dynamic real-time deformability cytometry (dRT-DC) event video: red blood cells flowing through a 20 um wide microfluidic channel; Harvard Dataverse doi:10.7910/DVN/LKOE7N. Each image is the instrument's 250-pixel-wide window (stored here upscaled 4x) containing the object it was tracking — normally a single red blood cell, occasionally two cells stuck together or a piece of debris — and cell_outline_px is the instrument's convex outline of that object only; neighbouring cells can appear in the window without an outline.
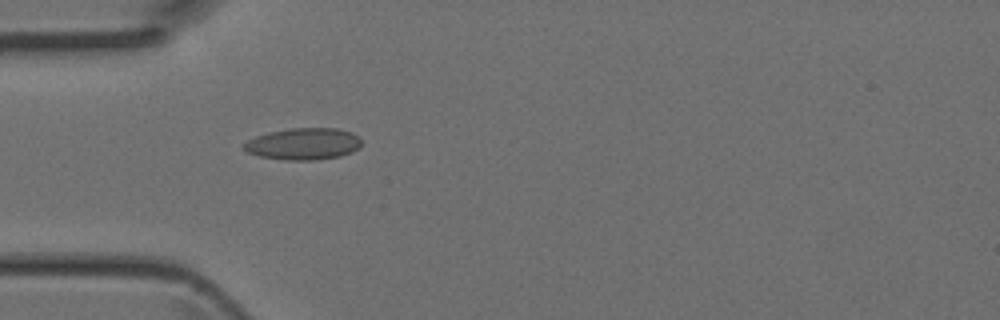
{"species": "Egyptian fruit bat (a non-hibernating species)", "species_latin": "Rousettus aegyptiacus", "temperature_condition": "room temperature", "stored_images_in_passage": 3, "camera_frame_rate_fps": 3000, "um_per_image_px": 0.085, "animal": {"sex": "female"}, "frame": {"image": 1, "passage_image": 3, "time_ms": 0.667, "image_size_px": [1000, 320], "cell_outline_px": [[360, 148], [352, 152], [340, 156], [316, 160], [284, 160], [260, 156], [248, 152], [240, 148], [248, 140], [256, 136], [268, 132], [288, 128], [336, 128], [352, 132], [360, 136]], "centroid_in_image_um": [25.8, 12.23], "position_along_channel_um": 59.2, "area_um2": 21.96}}